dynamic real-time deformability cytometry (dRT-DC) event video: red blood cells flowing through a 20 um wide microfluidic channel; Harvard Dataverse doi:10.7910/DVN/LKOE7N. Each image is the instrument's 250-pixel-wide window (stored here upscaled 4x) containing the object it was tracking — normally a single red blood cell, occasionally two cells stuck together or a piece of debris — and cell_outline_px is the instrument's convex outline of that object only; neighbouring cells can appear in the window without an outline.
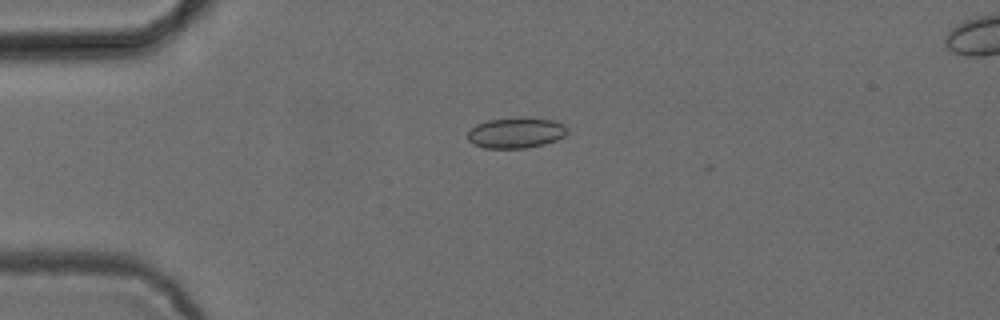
{"species": "common noctule bat (a hibernating species)", "species_latin": "Nyctalus noctula", "temperature_condition": "cold", "stored_images_in_passage": 41, "camera_frame_rate_fps": 3000, "um_per_image_px": 0.085, "animal": {"sex": "female", "body_mass_g": 24.6, "forearm_length_mm": 56.2}, "frame": {"image": 1, "passage_image": 1, "time_ms": 0.0, "image_size_px": [1000, 320], "cell_outline_px": [[568, 132], [564, 136], [556, 140], [544, 144], [524, 148], [484, 148], [472, 144], [468, 140], [468, 132], [476, 124], [488, 120], [520, 116], [528, 116], [556, 120], [564, 124]], "centroid_in_image_um": [43.87, 11.26], "position_along_channel_um": 41.1, "area_um2": 18.21}}
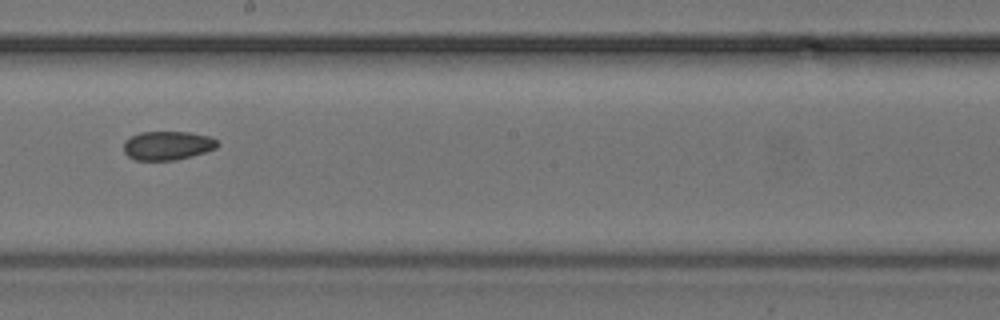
{"frame": {"image": 2, "passage_image": 18, "time_ms": 5.667, "image_size_px": [1000, 320], "cell_outline_px": [[220, 144], [216, 148], [192, 156], [176, 160], [136, 160], [128, 156], [124, 152], [124, 140], [140, 132], [188, 132], [208, 136], [216, 140]], "centroid_in_image_um": [14.23, 12.37], "position_along_channel_um": 234.0, "area_um2": 15.72}}
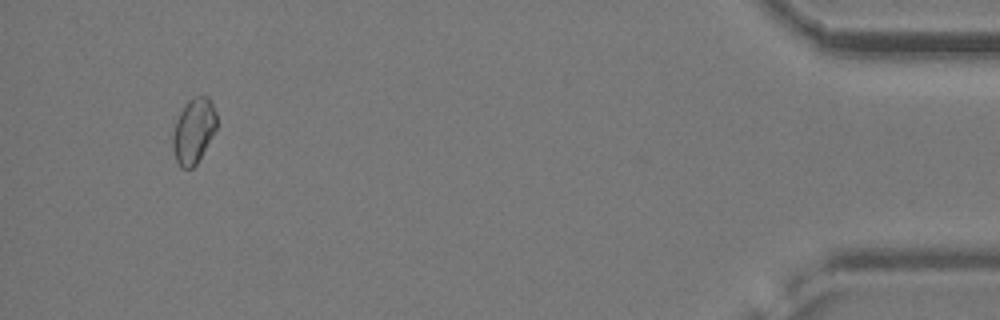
{"frame": {"image": 3, "passage_image": 38, "time_ms": 12.333, "image_size_px": [1000, 320], "cell_outline_px": [[216, 128], [212, 136], [196, 164], [192, 168], [180, 168], [176, 160], [172, 148], [172, 136], [176, 120], [180, 112], [188, 100], [192, 96], [208, 96], [216, 112]], "centroid_in_image_um": [16.44, 11.11], "position_along_channel_um": 418.8, "area_um2": 16.59}, "authors_computed_cell_mechanics": {"area_um2": 16.2418, "velocity_mm_per_s": 3.8832, "shape_relaxation_time_tau1_ms": null, "shape_relaxation_time_tau2_ms": 4.3193, "deformation_change_tau1": null, "deformation_change_tau2": 0.0727}}